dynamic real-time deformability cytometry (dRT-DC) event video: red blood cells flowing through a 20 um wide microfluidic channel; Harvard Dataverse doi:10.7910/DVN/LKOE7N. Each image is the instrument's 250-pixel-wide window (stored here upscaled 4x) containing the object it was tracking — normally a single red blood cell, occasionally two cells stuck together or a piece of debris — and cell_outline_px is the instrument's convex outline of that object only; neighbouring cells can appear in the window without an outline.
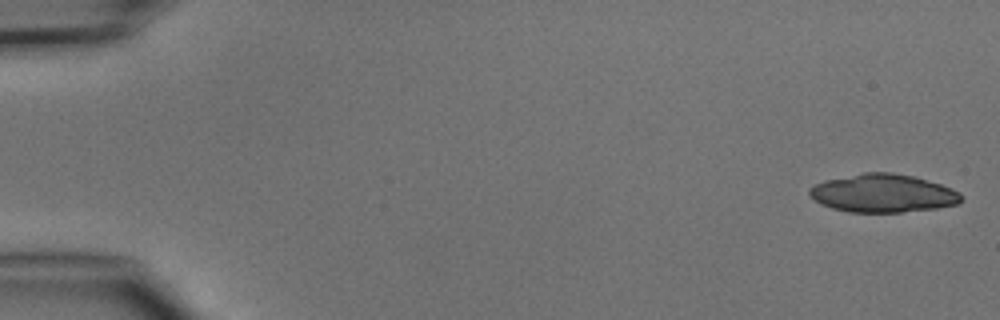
{"species": "common noctule bat (a hibernating species)", "species_latin": "Nyctalus noctula", "temperature_condition": "cold", "stored_images_in_passage": 6, "camera_frame_rate_fps": 3000, "um_per_image_px": 0.085, "animal": {"sex": "male", "body_mass_g": 15.6}, "frame": {"image": 1, "passage_image": 1, "time_ms": 0.0, "image_size_px": [1000, 320], "cell_outline_px": [[964, 200], [960, 204], [936, 208], [900, 212], [848, 212], [832, 208], [820, 204], [808, 192], [808, 188], [824, 180], [864, 172], [892, 172], [912, 176], [940, 184], [952, 188], [960, 192], [964, 196]], "centroid_in_image_um": [75.08, 16.43], "position_along_channel_um": 9.9, "area_um2": 33.93}}